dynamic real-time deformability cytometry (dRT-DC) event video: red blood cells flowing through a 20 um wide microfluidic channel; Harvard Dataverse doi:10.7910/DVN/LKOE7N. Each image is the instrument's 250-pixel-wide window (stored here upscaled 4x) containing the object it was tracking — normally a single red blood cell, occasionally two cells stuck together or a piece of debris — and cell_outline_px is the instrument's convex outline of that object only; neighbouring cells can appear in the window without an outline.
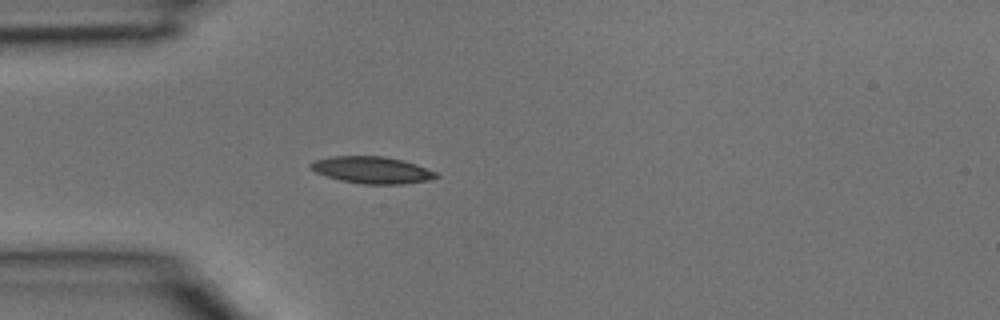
{"species": "common noctule bat (a hibernating species)", "species_latin": "Nyctalus noctula", "temperature_condition": "room temperature", "stored_images_in_passage": 2, "camera_frame_rate_fps": 3000, "um_per_image_px": 0.085, "animal": {"sex": "male", "body_mass_g": 15.6}, "frame": {"image": 1, "passage_image": 2, "time_ms": 0.333, "image_size_px": [1000, 320], "cell_outline_px": [[440, 176], [428, 180], [400, 184], [364, 184], [340, 180], [316, 172], [308, 168], [308, 164], [312, 160], [332, 156], [384, 156], [416, 164], [436, 172]], "centroid_in_image_um": [31.57, 14.44], "position_along_channel_um": 53.4, "area_um2": 19.59}}